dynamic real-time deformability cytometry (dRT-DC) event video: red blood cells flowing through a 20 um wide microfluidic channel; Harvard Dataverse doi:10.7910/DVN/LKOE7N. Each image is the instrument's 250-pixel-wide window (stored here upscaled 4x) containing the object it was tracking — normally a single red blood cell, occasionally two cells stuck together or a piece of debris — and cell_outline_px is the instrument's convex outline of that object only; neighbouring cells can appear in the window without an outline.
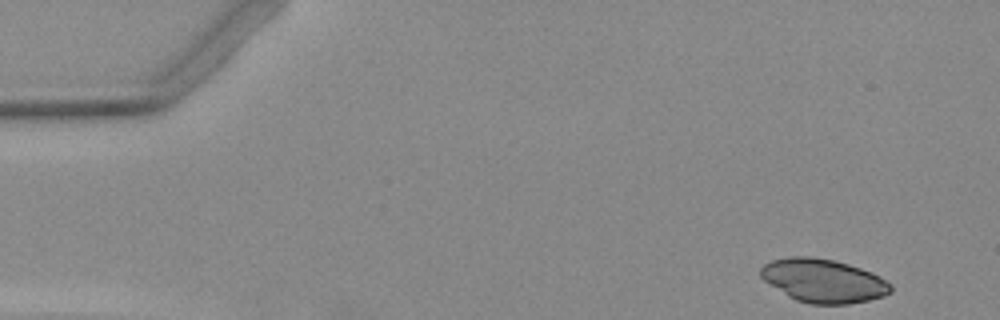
{"species": "Egyptian fruit bat (a non-hibernating species)", "species_latin": "Rousettus aegyptiacus", "temperature_condition": "warm", "stored_images_in_passage": 3, "camera_frame_rate_fps": 3000, "um_per_image_px": 0.085, "animal": {"sex": "female"}, "frame": {"image": 1, "passage_image": 1, "time_ms": 0.0, "image_size_px": [1000, 320], "cell_outline_px": [[892, 292], [884, 296], [868, 300], [848, 304], [808, 304], [796, 300], [788, 296], [764, 280], [760, 276], [760, 268], [764, 264], [772, 260], [788, 256], [812, 256], [832, 260], [848, 264], [872, 272], [880, 276], [892, 284]], "centroid_in_image_um": [69.99, 23.86], "position_along_channel_um": 15.0, "area_um2": 33.12}}